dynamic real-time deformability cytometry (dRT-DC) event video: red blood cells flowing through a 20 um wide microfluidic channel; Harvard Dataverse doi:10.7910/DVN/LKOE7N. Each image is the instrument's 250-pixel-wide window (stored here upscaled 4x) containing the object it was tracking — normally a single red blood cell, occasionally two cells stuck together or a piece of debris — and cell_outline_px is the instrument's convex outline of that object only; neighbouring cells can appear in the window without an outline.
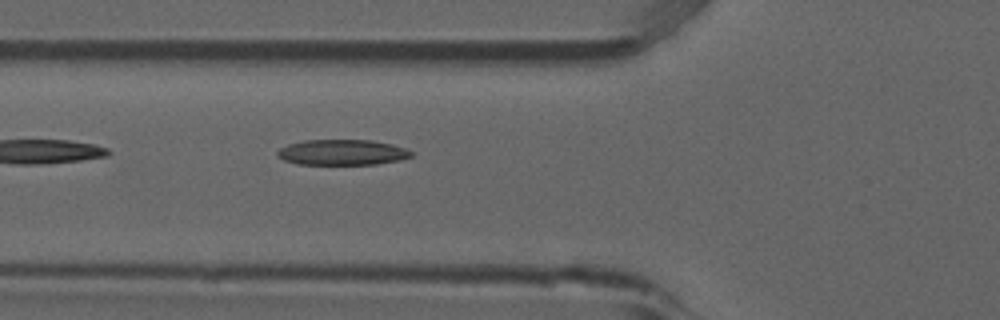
{"species": "common noctule bat (a hibernating species)", "species_latin": "Nyctalus noctula", "temperature_condition": "room temperature", "stored_images_in_passage": 3, "camera_frame_rate_fps": 3000, "um_per_image_px": 0.085, "animal": {"sex": "male", "forearm_length_mm": 52.5}, "frame": {"image": 1, "passage_image": 3, "time_ms": 0.667, "image_size_px": [1000, 320], "cell_outline_px": [[412, 156], [400, 160], [376, 164], [296, 164], [284, 160], [276, 156], [276, 152], [280, 148], [288, 144], [304, 140], [372, 140], [392, 144], [404, 148], [412, 152]], "centroid_in_image_um": [29.06, 12.95], "position_along_channel_um": 96.7, "area_um2": 19.94}}